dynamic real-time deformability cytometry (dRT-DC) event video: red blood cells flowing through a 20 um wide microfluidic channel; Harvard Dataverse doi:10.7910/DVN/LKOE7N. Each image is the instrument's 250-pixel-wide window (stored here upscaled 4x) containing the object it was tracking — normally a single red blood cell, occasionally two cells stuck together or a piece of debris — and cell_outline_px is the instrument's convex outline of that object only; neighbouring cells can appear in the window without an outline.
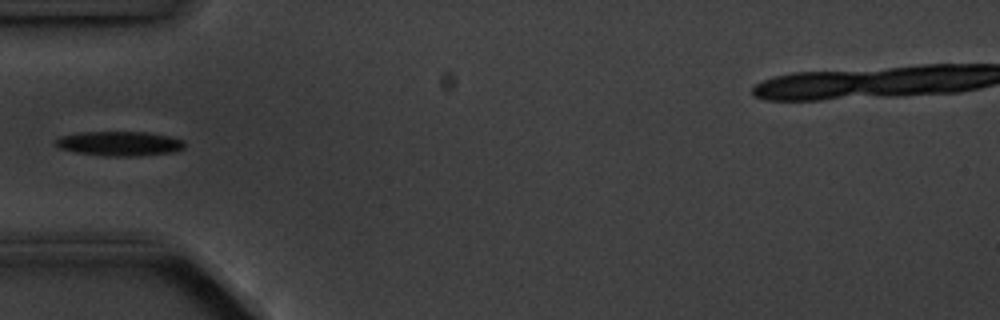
{"species": "common noctule bat (a hibernating species)", "species_latin": "Nyctalus noctula", "temperature_condition": "cold", "stored_images_in_passage": 5, "camera_frame_rate_fps": 3000, "um_per_image_px": 0.085, "animal": {"sex": "male", "body_mass_g": 20.1, "forearm_length_mm": 53.5}, "frame": {"image": 1, "passage_image": 5, "time_ms": 4.333, "image_size_px": [1000, 320], "cell_outline_px": [[184, 148], [176, 152], [140, 156], [104, 156], [76, 152], [60, 148], [52, 144], [60, 136], [76, 132], [148, 132], [168, 136], [184, 140]], "centroid_in_image_um": [10.15, 12.2], "position_along_channel_um": 74.8, "area_um2": 18.67}}